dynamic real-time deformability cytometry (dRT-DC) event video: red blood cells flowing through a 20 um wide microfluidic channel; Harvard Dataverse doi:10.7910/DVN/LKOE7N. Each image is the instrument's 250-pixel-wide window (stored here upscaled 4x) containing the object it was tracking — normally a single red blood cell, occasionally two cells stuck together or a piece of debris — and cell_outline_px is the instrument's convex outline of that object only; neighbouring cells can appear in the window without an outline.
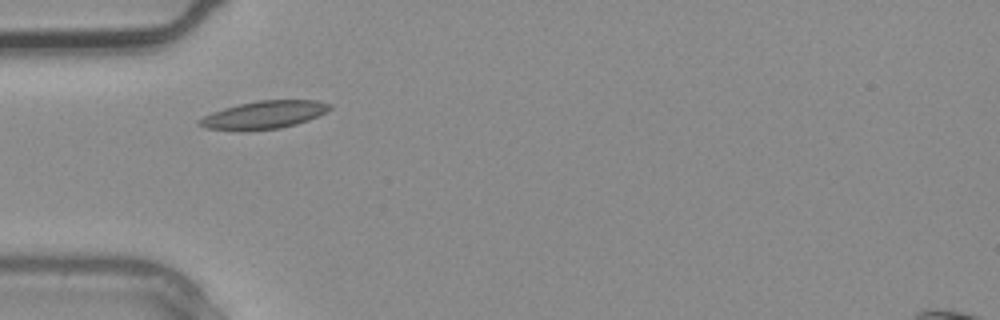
{"species": "common noctule bat (a hibernating species)", "species_latin": "Nyctalus noctula", "temperature_condition": "warm", "stored_images_in_passage": 3, "camera_frame_rate_fps": 3000, "um_per_image_px": 0.085, "animal": {"sex": "male", "body_mass_g": 20.4}, "frame": {"image": 1, "passage_image": 3, "time_ms": 0.667, "image_size_px": [1000, 320], "cell_outline_px": [[332, 108], [308, 120], [296, 124], [280, 128], [204, 128], [196, 124], [196, 120], [212, 112], [224, 108], [256, 100], [316, 100], [332, 104]], "centroid_in_image_um": [22.47, 9.71], "position_along_channel_um": 62.5, "area_um2": 20.35}}